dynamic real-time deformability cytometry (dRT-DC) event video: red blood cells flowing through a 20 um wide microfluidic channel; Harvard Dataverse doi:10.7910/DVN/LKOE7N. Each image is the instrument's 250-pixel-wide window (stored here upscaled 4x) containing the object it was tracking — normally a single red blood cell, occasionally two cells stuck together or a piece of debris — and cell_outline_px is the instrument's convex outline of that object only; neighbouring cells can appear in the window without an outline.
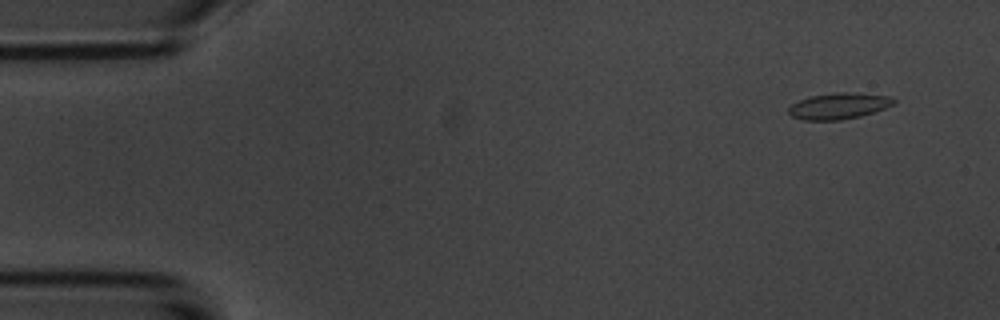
{"species": "common noctule bat (a hibernating species)", "species_latin": "Nyctalus noctula", "temperature_condition": "room temperature", "stored_images_in_passage": 5, "camera_frame_rate_fps": 3000, "um_per_image_px": 0.085, "animal": {"sex": "male", "body_mass_g": 20.1, "forearm_length_mm": 53.5}, "frame": {"image": 1, "passage_image": 1, "time_ms": 0.0, "image_size_px": [1000, 320], "cell_outline_px": [[896, 100], [892, 104], [884, 108], [860, 116], [840, 120], [804, 120], [792, 116], [788, 112], [788, 108], [792, 104], [800, 100], [812, 96], [840, 92], [848, 92], [892, 96]], "centroid_in_image_um": [71.29, 9.01], "position_along_channel_um": 13.7, "area_um2": 15.78}}
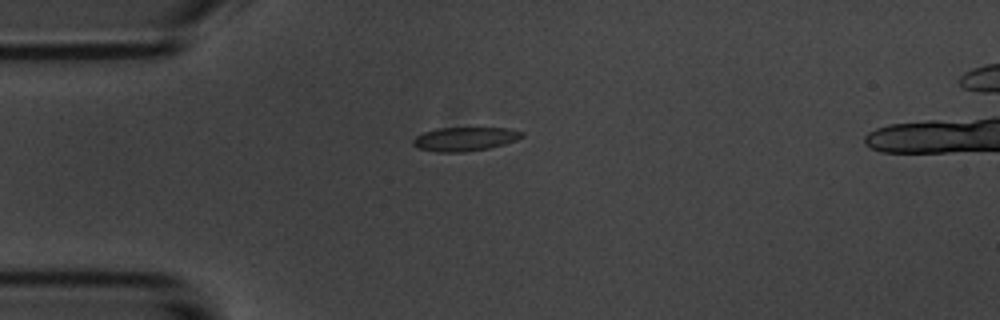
{"frame": {"image": 2, "passage_image": 4, "time_ms": 3.333, "image_size_px": [1000, 320], "cell_outline_px": [[524, 136], [516, 140], [504, 144], [488, 148], [464, 152], [440, 152], [416, 148], [412, 144], [412, 140], [416, 136], [424, 132], [436, 128], [508, 128], [524, 132]], "centroid_in_image_um": [39.49, 11.81], "position_along_channel_um": 45.5, "area_um2": 15.14}}